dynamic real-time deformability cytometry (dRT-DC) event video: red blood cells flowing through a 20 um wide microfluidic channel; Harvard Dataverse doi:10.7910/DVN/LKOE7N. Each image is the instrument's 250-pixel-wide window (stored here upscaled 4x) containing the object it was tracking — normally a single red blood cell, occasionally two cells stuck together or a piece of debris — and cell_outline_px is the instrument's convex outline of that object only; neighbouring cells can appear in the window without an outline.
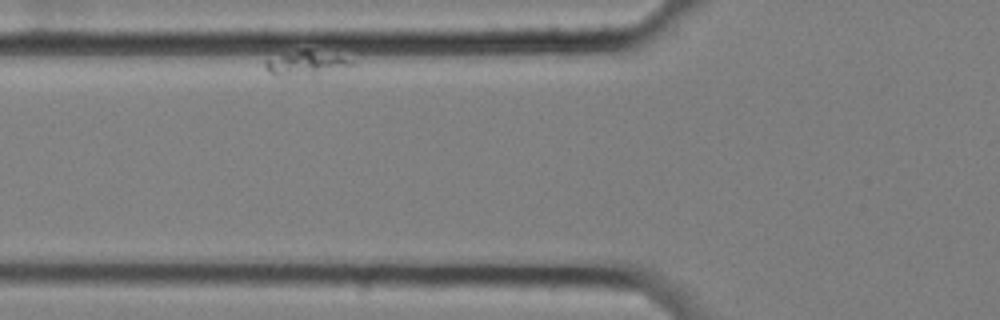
{"species": "common noctule bat (a hibernating species)", "species_latin": "Nyctalus noctula", "temperature_condition": "cold", "stored_images_in_passage": 46, "camera_frame_rate_fps": 3000, "um_per_image_px": 0.085, "animal": {"sex": "female", "body_mass_g": 25.1}, "frame": {"image": 1, "passage_image": 7, "time_ms": 2.0, "image_size_px": [1000, 320], "cell_outline_px": [[352, 64], [312, 80], [272, 76], [264, 68], [264, 60], [304, 48], [308, 48], [336, 56], [348, 60]], "centroid_in_image_um": [25.87, 5.48], "position_along_channel_um": 99.9, "area_um2": 13.18}}